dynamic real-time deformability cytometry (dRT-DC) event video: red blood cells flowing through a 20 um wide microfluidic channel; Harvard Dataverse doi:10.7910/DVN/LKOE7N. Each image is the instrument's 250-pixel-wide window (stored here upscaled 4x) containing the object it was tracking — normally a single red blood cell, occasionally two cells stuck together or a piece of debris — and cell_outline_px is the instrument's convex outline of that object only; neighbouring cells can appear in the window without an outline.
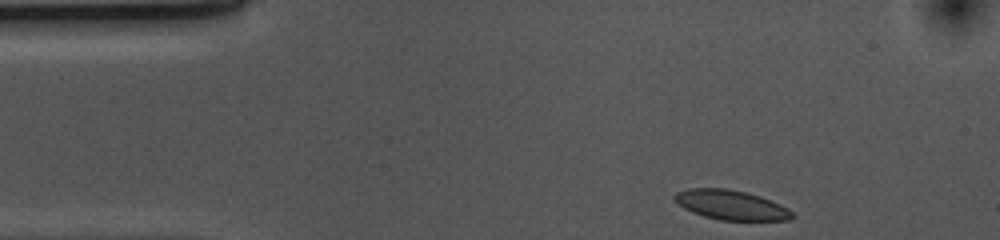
{"species": "common noctule bat (a hibernating species)", "species_latin": "Nyctalus noctula", "temperature_condition": "cold", "stored_images_in_passage": 36, "camera_frame_rate_fps": 3000, "um_per_image_px": 0.085, "animal": {"sex": "female", "body_mass_g": 10.0, "forearm_length_mm": 53.1}, "frame": {"image": 1, "passage_image": 1, "time_ms": 0.0, "image_size_px": [1000, 240], "cell_outline_px": [[796, 216], [788, 220], [720, 220], [704, 216], [692, 212], [684, 208], [672, 196], [676, 192], [688, 188], [728, 188], [760, 196], [780, 204], [788, 208]], "centroid_in_image_um": [62.14, 17.42], "position_along_channel_um": 22.9, "area_um2": 20.23}}
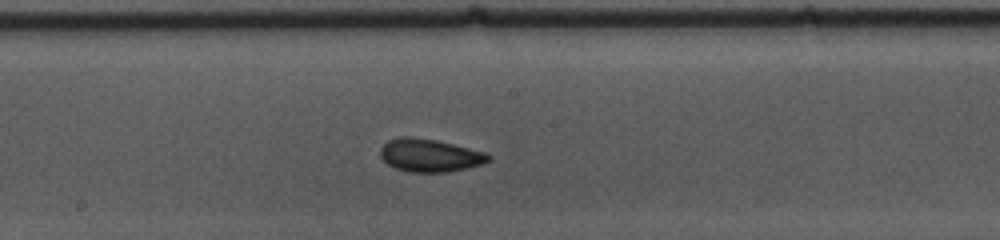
{"frame": {"image": 2, "passage_image": 21, "time_ms": 6.667, "image_size_px": [1000, 240], "cell_outline_px": [[492, 156], [488, 160], [480, 164], [468, 168], [448, 172], [408, 172], [396, 168], [388, 164], [380, 156], [380, 148], [388, 140], [400, 136], [408, 136], [436, 140], [484, 152]], "centroid_in_image_um": [36.49, 13.2], "position_along_channel_um": 211.7, "area_um2": 20.58}}
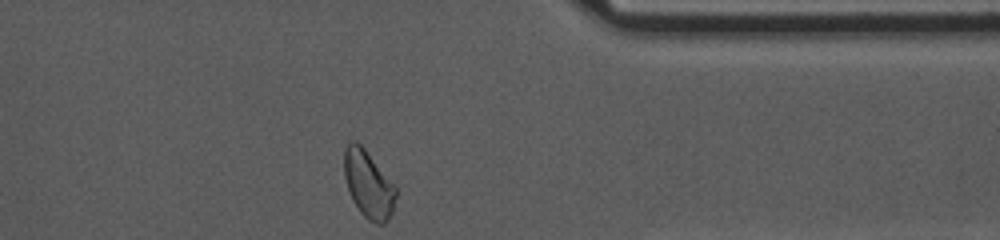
{"frame": {"image": 3, "passage_image": 36, "time_ms": 11.667, "image_size_px": [1000, 240], "cell_outline_px": [[396, 196], [392, 212], [388, 220], [384, 224], [376, 224], [368, 220], [360, 212], [352, 200], [344, 176], [344, 148], [352, 140], [356, 140], [364, 148], [396, 188]], "centroid_in_image_um": [31.29, 15.68], "position_along_channel_um": 380.1, "area_um2": 20.06}, "authors_computed_cell_mechanics": {"area_um2": 20.2878, "velocity_mm_per_s": 3.659, "shape_relaxation_time_tau1_ms": 2.4186, "shape_relaxation_time_tau2_ms": 1.5494, "deformation_change_tau1": 0.0755, "deformation_change_tau2": 0.0592}}